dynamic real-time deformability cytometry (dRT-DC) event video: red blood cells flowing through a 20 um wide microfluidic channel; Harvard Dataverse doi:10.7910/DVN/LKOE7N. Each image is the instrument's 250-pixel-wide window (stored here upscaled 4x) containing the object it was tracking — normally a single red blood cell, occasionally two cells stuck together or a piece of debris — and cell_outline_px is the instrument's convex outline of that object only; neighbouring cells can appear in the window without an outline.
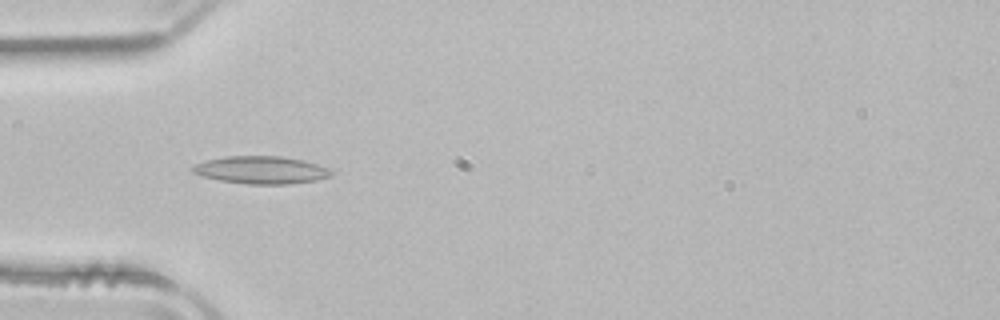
{"species": "common noctule bat (a hibernating species)", "species_latin": "Nyctalus noctula", "temperature_condition": "room temperature", "stored_images_in_passage": 3, "camera_frame_rate_fps": 3000, "um_per_image_px": 0.085, "animal": {"sex": "male", "body_mass_g": 21.5, "forearm_length_mm": 52.0}, "frame": {"image": 1, "passage_image": 3, "time_ms": 0.667, "image_size_px": [1000, 320], "cell_outline_px": [[332, 176], [316, 180], [288, 184], [248, 184], [220, 180], [204, 176], [192, 172], [192, 168], [196, 164], [208, 160], [224, 156], [280, 156], [304, 160], [328, 168], [332, 172]], "centroid_in_image_um": [22.22, 14.44], "position_along_channel_um": 62.8, "area_um2": 22.08}}